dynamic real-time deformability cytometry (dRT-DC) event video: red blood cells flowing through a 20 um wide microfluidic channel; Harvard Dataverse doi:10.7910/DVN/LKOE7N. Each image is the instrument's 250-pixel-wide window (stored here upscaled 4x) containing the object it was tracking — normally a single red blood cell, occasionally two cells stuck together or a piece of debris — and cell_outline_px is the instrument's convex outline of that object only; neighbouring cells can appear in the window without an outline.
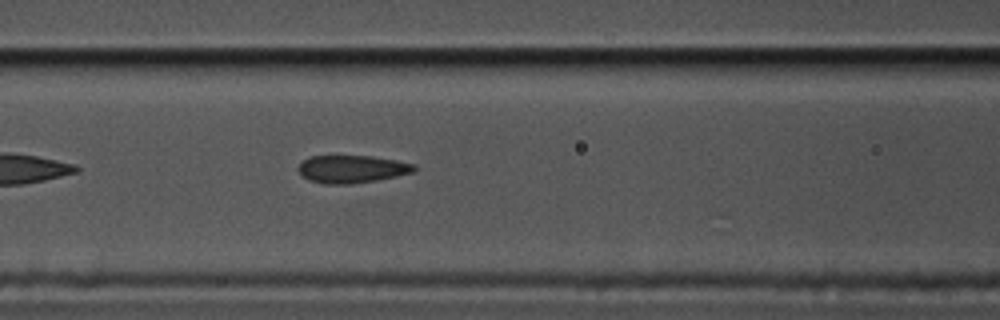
{"species": "common noctule bat (a hibernating species)", "species_latin": "Nyctalus noctula", "temperature_condition": "cold", "stored_images_in_passage": 35, "camera_frame_rate_fps": 3000, "um_per_image_px": 0.085, "animal": {"sex": "male", "body_mass_g": 17.5, "forearm_length_mm": 52.3}, "frame": {"image": 1, "passage_image": 7, "time_ms": 2.0, "image_size_px": [1000, 320], "cell_outline_px": [[416, 168], [412, 172], [396, 176], [376, 180], [352, 184], [324, 184], [308, 180], [296, 168], [304, 160], [312, 156], [372, 156], [396, 160], [416, 164]], "centroid_in_image_um": [29.91, 14.37], "position_along_channel_um": 136.7, "area_um2": 18.61}}
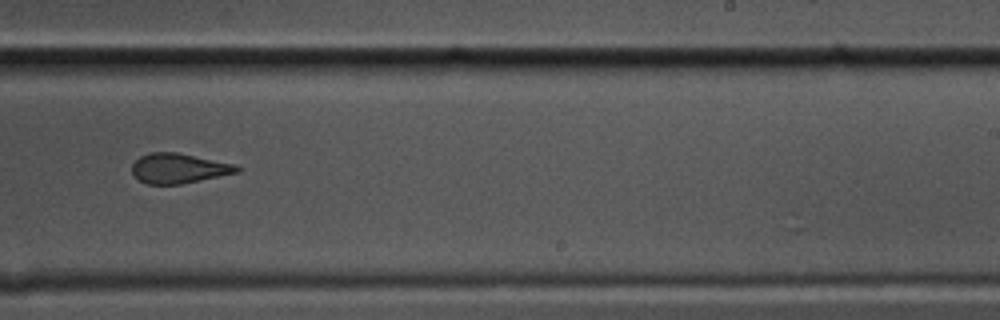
{"frame": {"image": 2, "passage_image": 19, "time_ms": 6.0, "image_size_px": [1000, 320], "cell_outline_px": [[240, 172], [180, 184], [148, 184], [140, 180], [132, 172], [132, 164], [140, 156], [152, 152], [176, 152], [236, 164], [240, 168]], "centroid_in_image_um": [15.21, 14.3], "position_along_channel_um": 273.8, "area_um2": 18.15}}
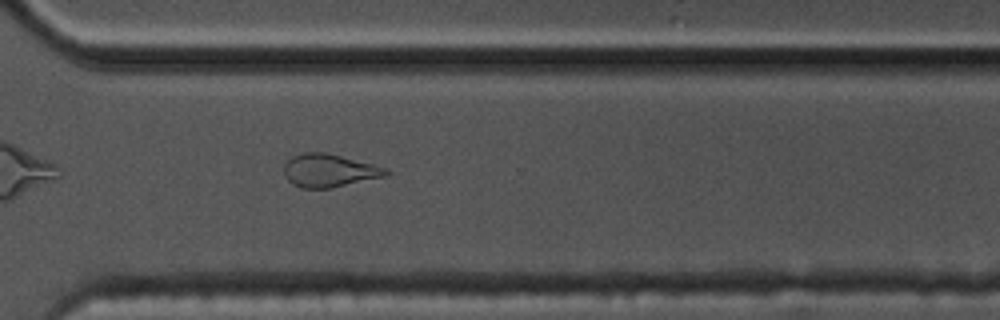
{"frame": {"image": 3, "passage_image": 25, "time_ms": 8.0, "image_size_px": [1000, 320], "cell_outline_px": [[392, 172], [388, 176], [332, 188], [300, 188], [292, 184], [284, 176], [284, 164], [292, 156], [304, 152], [324, 152], [388, 168]], "centroid_in_image_um": [28.0, 14.51], "position_along_channel_um": 342.6, "area_um2": 19.83}, "authors_computed_cell_mechanics": {"area_um2": 19.363, "velocity_mm_per_s": 3.4446, "shape_relaxation_time_tau1_ms": null, "shape_relaxation_time_tau2_ms": 1.4536, "deformation_change_tau1": null, "deformation_change_tau2": 0.0573}}